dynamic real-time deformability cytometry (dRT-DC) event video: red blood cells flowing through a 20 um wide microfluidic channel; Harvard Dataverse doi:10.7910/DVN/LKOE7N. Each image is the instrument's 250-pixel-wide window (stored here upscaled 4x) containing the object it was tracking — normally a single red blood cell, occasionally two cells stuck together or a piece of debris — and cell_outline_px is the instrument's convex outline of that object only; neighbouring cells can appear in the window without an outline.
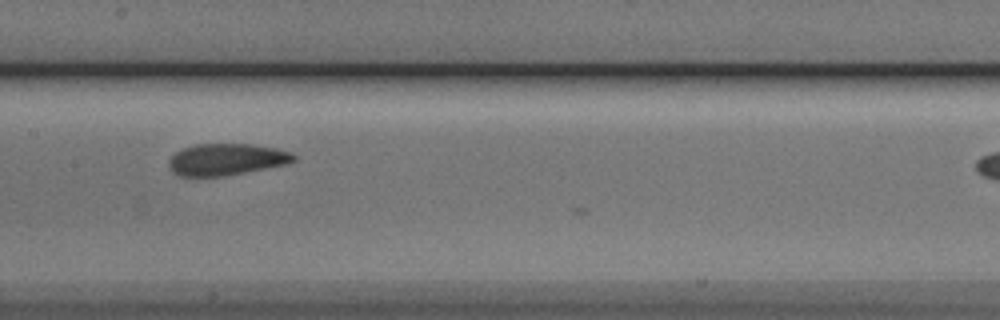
{"species": "Egyptian fruit bat (a non-hibernating species)", "species_latin": "Rousettus aegyptiacus", "temperature_condition": "cold", "stored_images_in_passage": 13, "camera_frame_rate_fps": 3000, "um_per_image_px": 0.085, "animal": {"sex": "male"}, "frame": {"image": 1, "passage_image": 8, "time_ms": 2.333, "image_size_px": [1000, 320], "cell_outline_px": [[296, 160], [288, 164], [224, 176], [180, 176], [172, 172], [168, 164], [168, 160], [176, 152], [184, 148], [196, 144], [252, 144], [276, 148], [292, 152], [296, 156]], "centroid_in_image_um": [19.27, 13.55], "position_along_channel_um": 188.1, "area_um2": 23.12}}
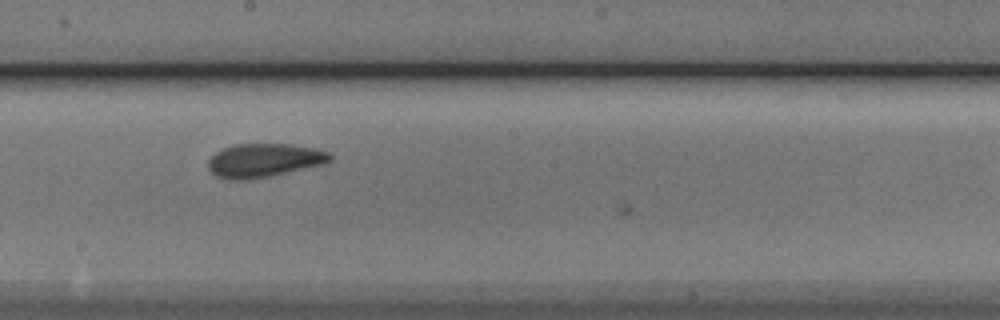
{"frame": {"image": 2, "passage_image": 11, "time_ms": 3.333, "image_size_px": [1000, 320], "cell_outline_px": [[332, 160], [324, 164], [268, 176], [244, 180], [228, 180], [216, 176], [208, 168], [208, 160], [216, 152], [232, 144], [288, 144], [316, 148], [328, 152], [332, 156]], "centroid_in_image_um": [22.43, 13.62], "position_along_channel_um": 225.8, "area_um2": 23.81}}